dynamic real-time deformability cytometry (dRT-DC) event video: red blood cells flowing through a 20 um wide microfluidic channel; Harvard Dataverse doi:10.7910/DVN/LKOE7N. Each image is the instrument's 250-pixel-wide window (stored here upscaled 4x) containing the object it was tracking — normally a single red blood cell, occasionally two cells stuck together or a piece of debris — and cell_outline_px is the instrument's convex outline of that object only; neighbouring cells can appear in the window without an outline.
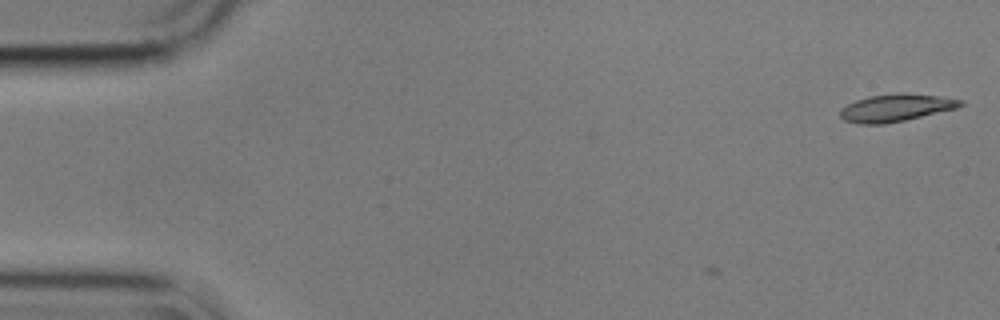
{"species": "common noctule bat (a hibernating species)", "species_latin": "Nyctalus noctula", "temperature_condition": "cold", "stored_images_in_passage": 2, "camera_frame_rate_fps": 3000, "um_per_image_px": 0.085, "animal": {"sex": "male", "body_mass_g": 17.9}, "frame": {"image": 1, "passage_image": 2, "time_ms": 0.333, "image_size_px": [1000, 320], "cell_outline_px": [[964, 104], [956, 108], [904, 120], [884, 124], [860, 124], [844, 120], [840, 116], [840, 108], [856, 100], [868, 96], [900, 92], [940, 96], [964, 100]], "centroid_in_image_um": [76.13, 9.15], "position_along_channel_um": 8.9, "area_um2": 19.19}}